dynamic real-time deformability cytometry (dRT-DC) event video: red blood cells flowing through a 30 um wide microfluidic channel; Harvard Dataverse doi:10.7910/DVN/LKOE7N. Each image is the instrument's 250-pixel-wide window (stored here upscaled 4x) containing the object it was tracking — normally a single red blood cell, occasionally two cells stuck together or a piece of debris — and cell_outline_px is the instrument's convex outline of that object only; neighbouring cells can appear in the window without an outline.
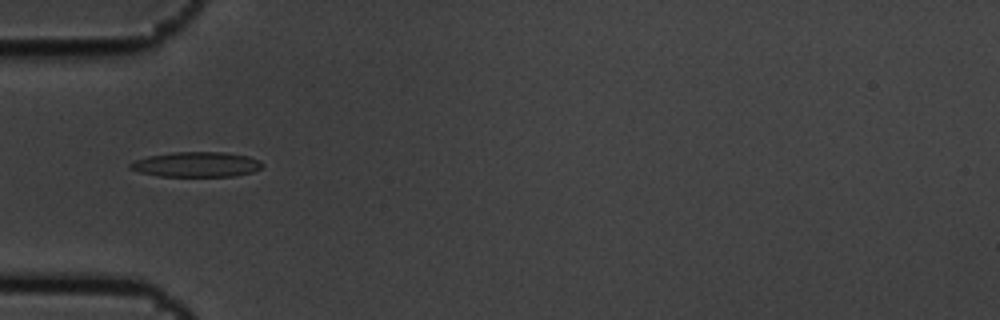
{"species": "common noctule bat (a hibernating species)", "species_latin": "Nyctalus noctula", "temperature_condition": "cold", "stored_images_in_passage": 11, "camera_frame_rate_fps": 3000, "um_per_image_px": 0.085, "animal": {"sex": "male", "body_mass_g": 19.5, "forearm_length_mm": 54.6}, "frame": {"image": 1, "passage_image": 1, "time_ms": 0.0, "image_size_px": [1000, 320], "cell_outline_px": [[264, 164], [260, 168], [252, 172], [236, 176], [156, 176], [140, 172], [128, 168], [128, 164], [132, 160], [148, 156], [172, 152], [224, 152], [248, 156], [260, 160]], "centroid_in_image_um": [16.66, 13.97], "position_along_channel_um": 68.3, "area_um2": 19.48}}
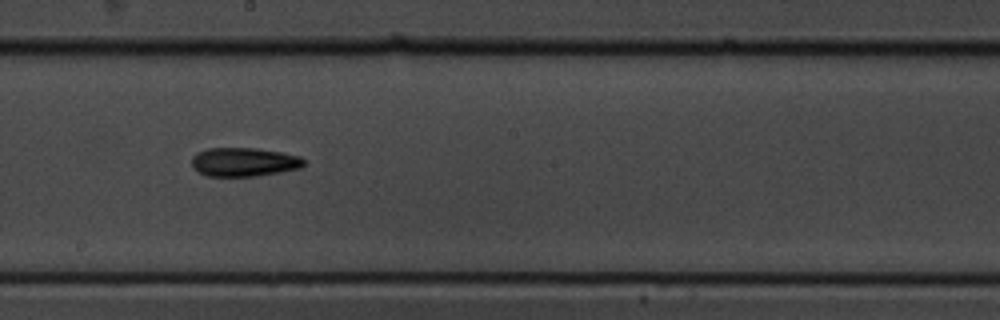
{"frame": {"image": 2, "passage_image": 5, "time_ms": 1.333, "image_size_px": [1000, 320], "cell_outline_px": [[304, 164], [300, 168], [280, 172], [256, 176], [208, 176], [200, 172], [192, 164], [192, 156], [196, 152], [208, 148], [256, 148], [280, 152], [300, 156], [304, 160]], "centroid_in_image_um": [20.74, 13.76], "position_along_channel_um": 227.5, "area_um2": 18.73}}
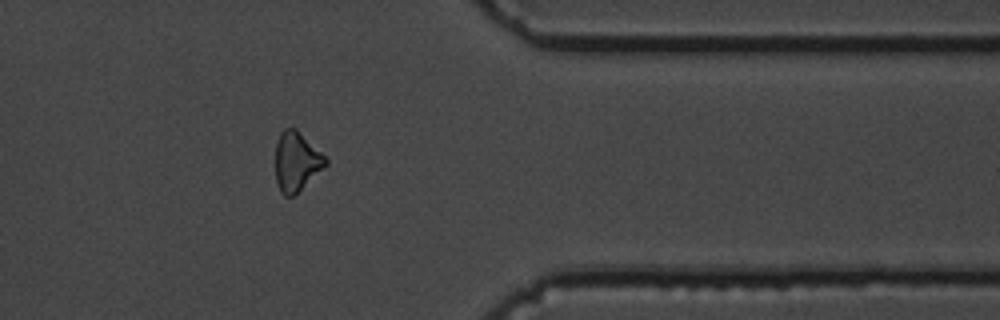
{"frame": {"image": 3, "passage_image": 9, "time_ms": 2.667, "image_size_px": [1000, 320], "cell_outline_px": [[328, 164], [292, 196], [284, 196], [280, 192], [276, 180], [276, 144], [280, 132], [284, 128], [296, 128], [328, 160]], "centroid_in_image_um": [25.18, 13.72], "position_along_channel_um": 386.2, "area_um2": 16.99}}